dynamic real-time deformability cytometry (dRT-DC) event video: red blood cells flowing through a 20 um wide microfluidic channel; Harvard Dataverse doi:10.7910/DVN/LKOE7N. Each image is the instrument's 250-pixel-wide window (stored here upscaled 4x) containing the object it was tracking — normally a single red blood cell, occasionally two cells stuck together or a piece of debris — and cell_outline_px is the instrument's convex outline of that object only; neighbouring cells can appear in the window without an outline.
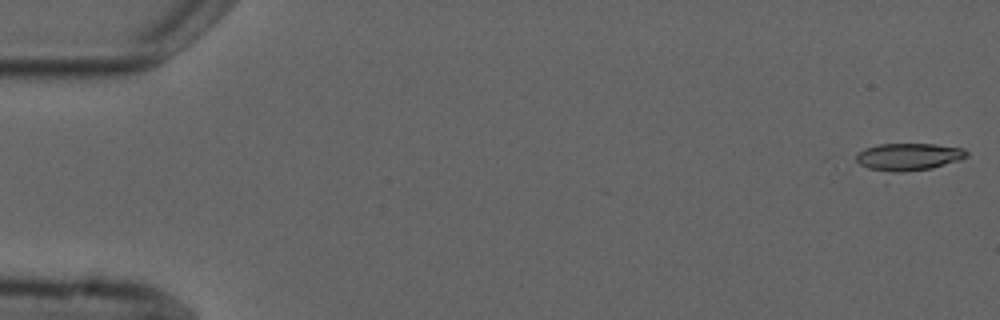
{"species": "common noctule bat (a hibernating species)", "species_latin": "Nyctalus noctula", "temperature_condition": "cold", "stored_images_in_passage": 3, "camera_frame_rate_fps": 3000, "um_per_image_px": 0.085, "animal": {"sex": "male", "forearm_length_mm": 52.5}, "frame": {"image": 1, "passage_image": 1, "time_ms": 0.0, "image_size_px": [1000, 320], "cell_outline_px": [[968, 156], [960, 160], [884, 184], [860, 164], [856, 160], [856, 152], [864, 148], [880, 144], [936, 144], [964, 148], [968, 152]], "centroid_in_image_um": [77.05, 13.54], "position_along_channel_um": 8.0, "area_um2": 20.75}}